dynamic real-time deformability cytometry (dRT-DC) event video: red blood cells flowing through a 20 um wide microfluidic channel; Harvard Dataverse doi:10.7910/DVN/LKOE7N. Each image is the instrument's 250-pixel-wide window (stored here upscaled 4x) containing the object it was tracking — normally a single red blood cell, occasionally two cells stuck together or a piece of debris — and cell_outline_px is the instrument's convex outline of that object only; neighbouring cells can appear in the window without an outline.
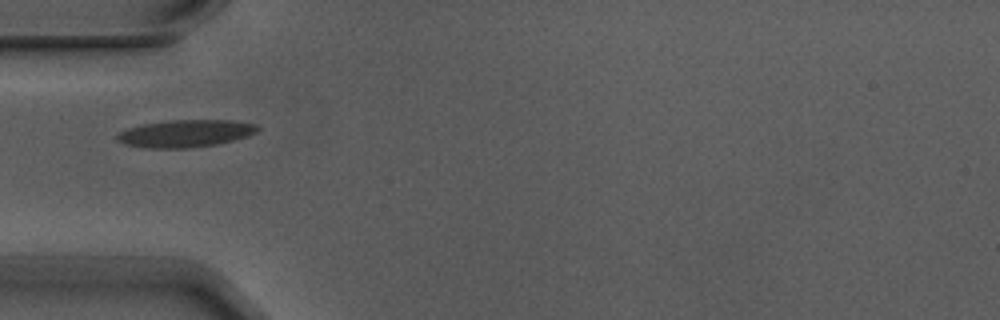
{"species": "Egyptian fruit bat (a non-hibernating species)", "species_latin": "Rousettus aegyptiacus", "temperature_condition": "warm", "stored_images_in_passage": 4, "camera_frame_rate_fps": 3000, "um_per_image_px": 0.085, "animal": {"sex": "male"}, "frame": {"image": 1, "passage_image": 4, "time_ms": 1.0, "image_size_px": [1000, 320], "cell_outline_px": [[260, 128], [256, 132], [248, 136], [216, 144], [188, 148], [144, 148], [124, 144], [116, 140], [116, 136], [120, 132], [128, 128], [144, 124], [172, 120], [232, 120], [256, 124]], "centroid_in_image_um": [15.76, 11.35], "position_along_channel_um": 69.2, "area_um2": 22.31}}